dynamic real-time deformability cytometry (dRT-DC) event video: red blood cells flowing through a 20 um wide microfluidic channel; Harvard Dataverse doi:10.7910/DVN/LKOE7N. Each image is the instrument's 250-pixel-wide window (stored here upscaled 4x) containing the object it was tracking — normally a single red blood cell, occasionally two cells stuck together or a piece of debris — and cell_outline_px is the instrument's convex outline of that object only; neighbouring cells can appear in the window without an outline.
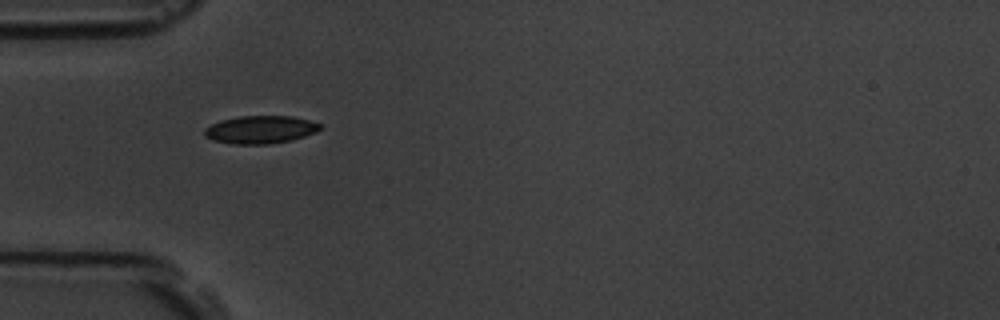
{"species": "common noctule bat (a hibernating species)", "species_latin": "Nyctalus noctula", "temperature_condition": "room temperature", "stored_images_in_passage": 7, "camera_frame_rate_fps": 3000, "um_per_image_px": 0.085, "animal": {"sex": "male", "body_mass_g": 19.5, "forearm_length_mm": 54.6}, "frame": {"image": 1, "passage_image": 1, "time_ms": 0.0, "image_size_px": [1000, 320], "cell_outline_px": [[324, 128], [316, 132], [304, 136], [288, 140], [268, 144], [232, 144], [212, 140], [204, 136], [204, 128], [220, 120], [240, 116], [292, 116], [324, 124]], "centroid_in_image_um": [22.14, 11.01], "position_along_channel_um": 62.9, "area_um2": 18.84}}
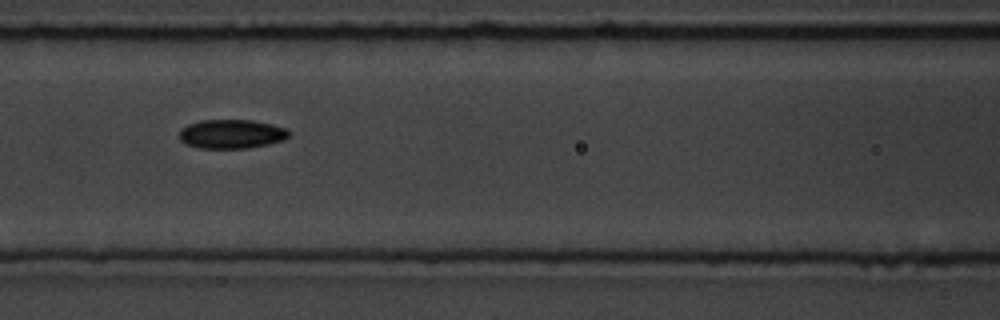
{"frame": {"image": 2, "passage_image": 3, "time_ms": 2.333, "image_size_px": [1000, 320], "cell_outline_px": [[292, 132], [284, 140], [268, 144], [248, 148], [200, 148], [184, 144], [180, 140], [180, 132], [188, 124], [200, 120], [252, 120], [272, 124], [288, 128]], "centroid_in_image_um": [19.72, 11.39], "position_along_channel_um": 146.9, "area_um2": 18.67}}
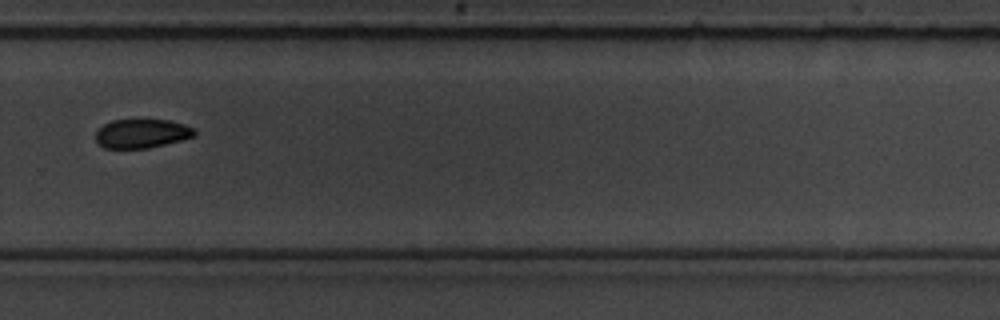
{"frame": {"image": 3, "passage_image": 7, "time_ms": 7.0, "image_size_px": [1000, 320], "cell_outline_px": [[196, 136], [148, 148], [104, 148], [96, 140], [96, 132], [104, 124], [112, 120], [168, 120], [184, 124], [196, 128]], "centroid_in_image_um": [12.08, 11.34], "position_along_channel_um": 317.7, "area_um2": 16.59}}